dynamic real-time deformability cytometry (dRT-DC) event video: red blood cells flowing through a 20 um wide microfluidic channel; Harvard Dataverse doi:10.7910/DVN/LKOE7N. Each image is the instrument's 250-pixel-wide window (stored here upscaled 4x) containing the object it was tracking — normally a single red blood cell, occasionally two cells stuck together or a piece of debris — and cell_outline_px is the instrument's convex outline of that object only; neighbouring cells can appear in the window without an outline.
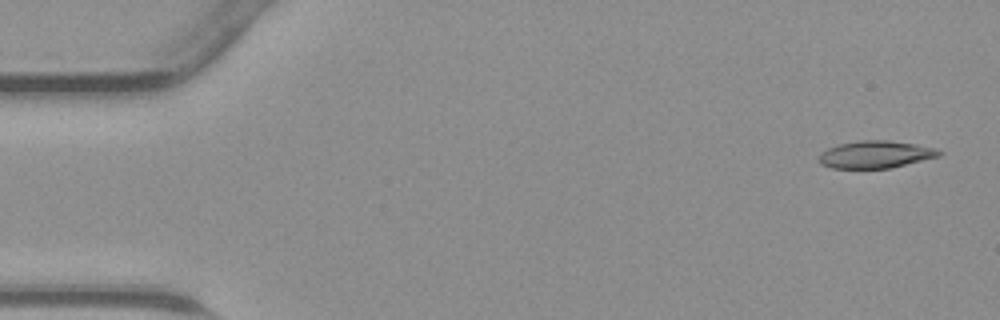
{"species": "common noctule bat (a hibernating species)", "species_latin": "Nyctalus noctula", "temperature_condition": "warm", "stored_images_in_passage": 45, "camera_frame_rate_fps": 3000, "um_per_image_px": 0.085, "animal": {"sex": "male", "body_mass_g": 23.1, "forearm_length_mm": 52.7}, "frame": {"image": 1, "passage_image": 2, "time_ms": 0.333, "image_size_px": [1000, 320], "cell_outline_px": [[944, 152], [940, 156], [888, 168], [832, 168], [820, 164], [816, 160], [820, 152], [828, 148], [840, 144], [860, 140], [888, 140], [916, 144], [936, 148]], "centroid_in_image_um": [74.39, 13.12], "position_along_channel_um": 10.6, "area_um2": 19.19}}
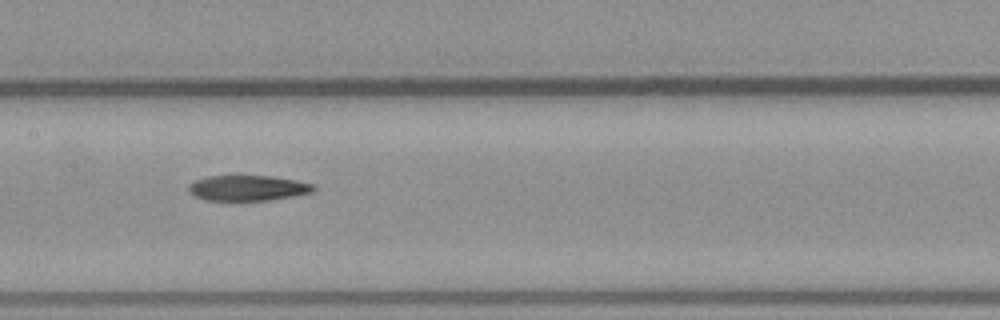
{"frame": {"image": 2, "passage_image": 22, "time_ms": 7.0, "image_size_px": [1000, 320], "cell_outline_px": [[316, 188], [312, 192], [292, 196], [268, 200], [204, 200], [188, 192], [188, 184], [196, 180], [208, 176], [272, 176], [296, 180], [312, 184]], "centroid_in_image_um": [21.03, 15.98], "position_along_channel_um": 186.4, "area_um2": 18.38}}
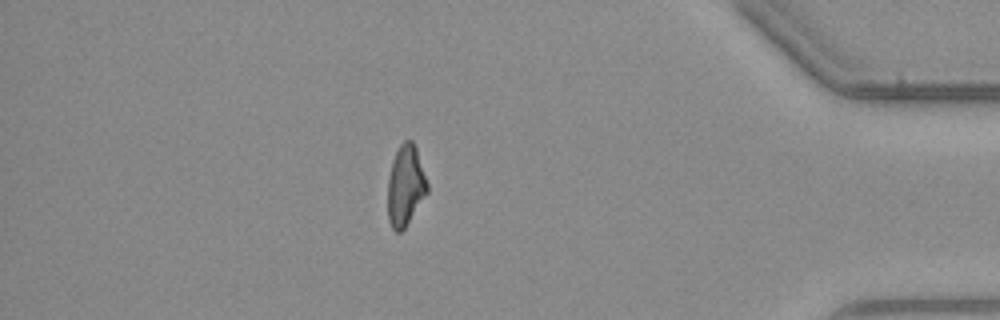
{"frame": {"image": 3, "passage_image": 39, "time_ms": 12.667, "image_size_px": [1000, 320], "cell_outline_px": [[428, 192], [404, 228], [400, 232], [396, 232], [392, 228], [388, 220], [388, 176], [392, 160], [400, 144], [404, 140], [412, 140], [416, 148], [428, 184]], "centroid_in_image_um": [34.45, 15.77], "position_along_channel_um": 400.7, "area_um2": 18.5}}